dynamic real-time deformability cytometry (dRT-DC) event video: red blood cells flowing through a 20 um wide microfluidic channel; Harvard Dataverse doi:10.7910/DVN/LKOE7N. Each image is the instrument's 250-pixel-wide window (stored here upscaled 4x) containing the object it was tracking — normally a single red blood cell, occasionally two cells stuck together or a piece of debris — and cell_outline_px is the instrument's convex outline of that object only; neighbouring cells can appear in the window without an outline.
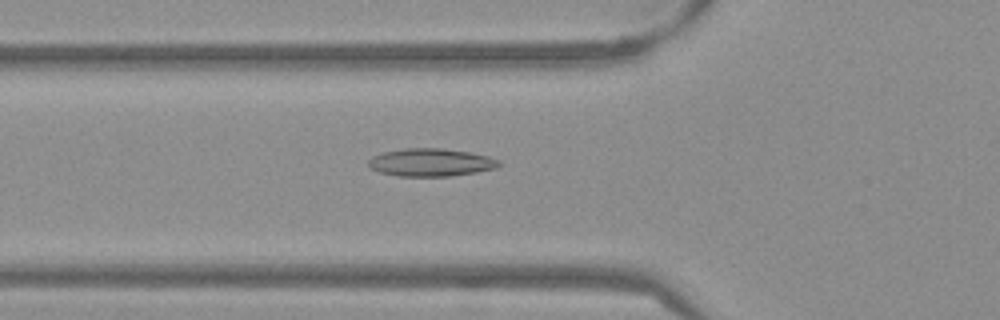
{"species": "Egyptian fruit bat (a non-hibernating species)", "species_latin": "Rousettus aegyptiacus", "temperature_condition": "warm", "stored_images_in_passage": 49, "camera_frame_rate_fps": 3000, "um_per_image_px": 0.085, "frame": {"image": 1, "passage_image": 19, "time_ms": 6.0, "image_size_px": [1000, 320], "cell_outline_px": [[500, 164], [496, 168], [476, 172], [452, 176], [396, 176], [380, 172], [368, 168], [368, 160], [372, 156], [384, 152], [404, 148], [440, 148], [468, 152], [488, 156], [500, 160]], "centroid_in_image_um": [36.59, 13.81], "position_along_channel_um": 89.2, "area_um2": 21.21}}
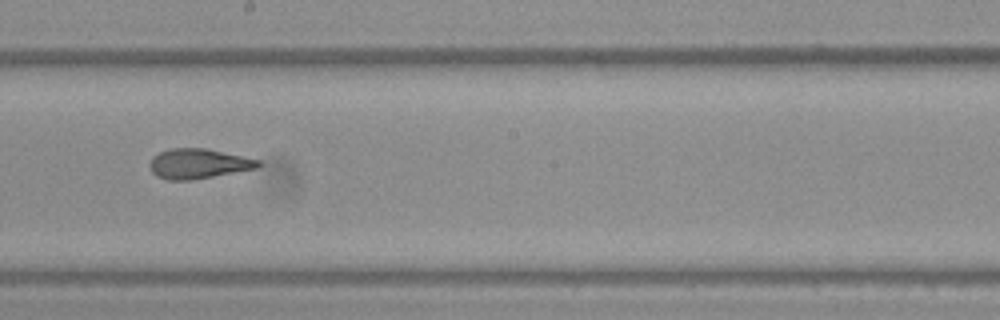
{"frame": {"image": 2, "passage_image": 30, "time_ms": 9.667, "image_size_px": [1000, 320], "cell_outline_px": [[264, 164], [256, 168], [192, 180], [168, 180], [156, 176], [152, 172], [148, 164], [152, 156], [160, 152], [172, 148], [204, 148], [260, 160]], "centroid_in_image_um": [16.83, 13.91], "position_along_channel_um": 231.4, "area_um2": 18.84}}
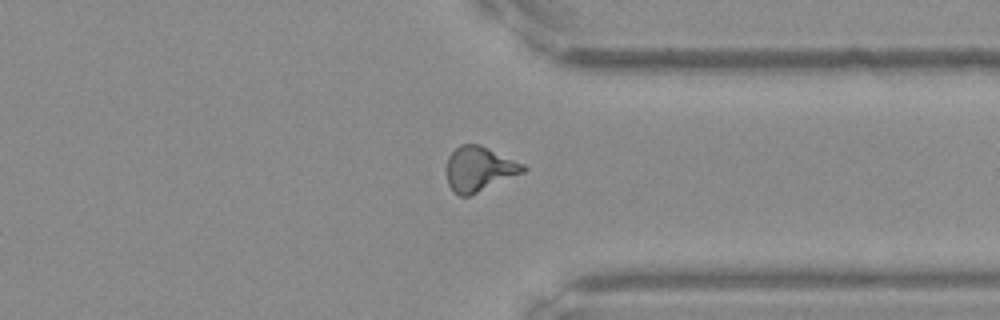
{"frame": {"image": 3, "passage_image": 41, "time_ms": 13.333, "image_size_px": [1000, 320], "cell_outline_px": [[528, 168], [524, 172], [468, 196], [460, 196], [452, 192], [448, 184], [448, 156], [460, 144], [480, 144], [524, 164]], "centroid_in_image_um": [40.73, 14.35], "position_along_channel_um": 370.7, "area_um2": 19.77}, "authors_computed_cell_mechanics": {"area_um2": 19.5942, "velocity_mm_per_s": 3.8582, "shape_relaxation_time_tau1_ms": null, "shape_relaxation_time_tau2_ms": 1.4489, "deformation_change_tau1": null, "deformation_change_tau2": 0.099}}